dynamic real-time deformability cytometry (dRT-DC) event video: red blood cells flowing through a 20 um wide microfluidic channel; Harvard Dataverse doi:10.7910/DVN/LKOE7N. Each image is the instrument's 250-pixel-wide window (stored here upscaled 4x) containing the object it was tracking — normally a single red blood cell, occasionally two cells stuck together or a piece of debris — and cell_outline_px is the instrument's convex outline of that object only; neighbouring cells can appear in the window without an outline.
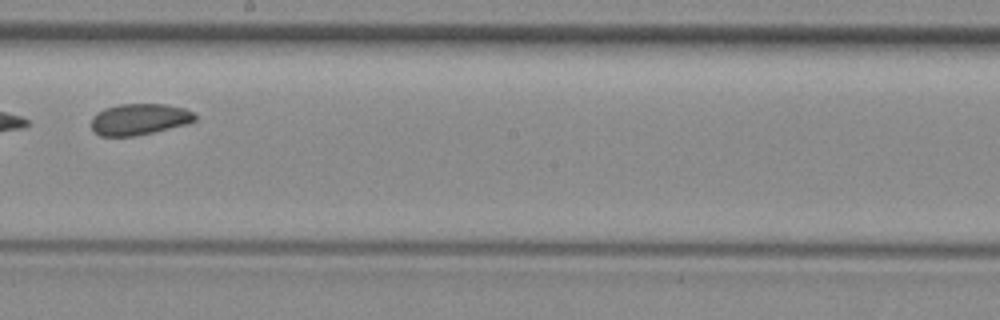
{"species": "common noctule bat (a hibernating species)", "species_latin": "Nyctalus noctula", "temperature_condition": "room temperature", "stored_images_in_passage": 8, "camera_frame_rate_fps": 3000, "um_per_image_px": 0.085, "animal": {"sex": "female", "body_mass_g": 29.2, "forearm_length_mm": 56.3}, "frame": {"image": 1, "passage_image": 7, "time_ms": 7.667, "image_size_px": [1000, 320], "cell_outline_px": [[196, 120], [184, 124], [136, 136], [100, 136], [92, 132], [92, 116], [96, 112], [104, 108], [120, 104], [164, 104], [184, 108], [192, 112], [196, 116]], "centroid_in_image_um": [11.78, 10.13], "position_along_channel_um": 236.4, "area_um2": 18.84}}
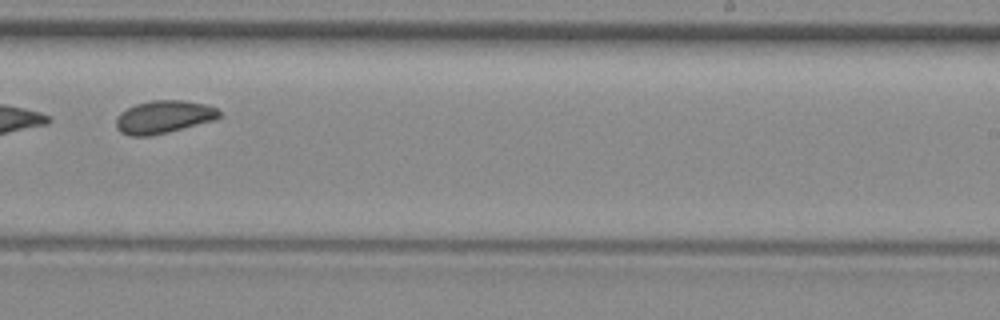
{"frame": {"image": 2, "passage_image": 8, "time_ms": 8.667, "image_size_px": [1000, 320], "cell_outline_px": [[220, 116], [216, 120], [168, 132], [148, 136], [132, 136], [120, 132], [116, 128], [116, 120], [120, 112], [136, 104], [152, 100], [184, 100], [204, 104], [216, 108], [220, 112]], "centroid_in_image_um": [13.91, 9.94], "position_along_channel_um": 275.1, "area_um2": 19.71}}